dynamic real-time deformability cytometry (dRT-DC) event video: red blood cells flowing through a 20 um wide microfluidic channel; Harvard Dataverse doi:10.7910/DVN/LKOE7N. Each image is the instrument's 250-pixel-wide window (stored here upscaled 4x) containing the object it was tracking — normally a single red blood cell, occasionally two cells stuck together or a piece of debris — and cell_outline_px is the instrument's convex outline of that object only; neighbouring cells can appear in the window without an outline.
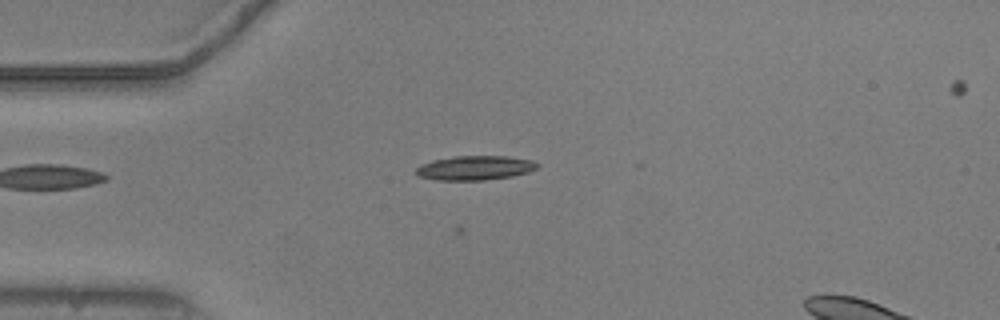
{"species": "common noctule bat (a hibernating species)", "species_latin": "Nyctalus noctula", "temperature_condition": "warm", "stored_images_in_passage": 19, "camera_frame_rate_fps": 3000, "um_per_image_px": 0.085, "animal": {"sex": "male", "body_mass_g": 20.5, "forearm_length_mm": 52.5}, "frame": {"image": 1, "passage_image": 4, "time_ms": 1.0, "image_size_px": [1000, 320], "cell_outline_px": [[540, 164], [536, 168], [528, 172], [512, 176], [484, 180], [436, 180], [416, 176], [412, 172], [420, 164], [432, 160], [452, 156], [508, 156], [532, 160]], "centroid_in_image_um": [40.3, 14.27], "position_along_channel_um": 44.7, "area_um2": 17.46}}
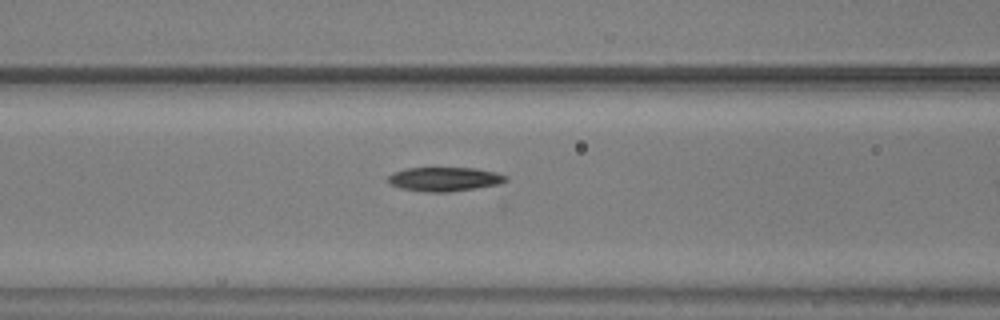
{"frame": {"image": 2, "passage_image": 12, "time_ms": 3.667, "image_size_px": [1000, 320], "cell_outline_px": [[508, 180], [500, 184], [476, 188], [448, 192], [424, 192], [400, 188], [392, 184], [388, 180], [388, 176], [392, 172], [408, 168], [476, 168], [496, 172], [508, 176]], "centroid_in_image_um": [37.81, 15.22], "position_along_channel_um": 128.8, "area_um2": 16.59}}
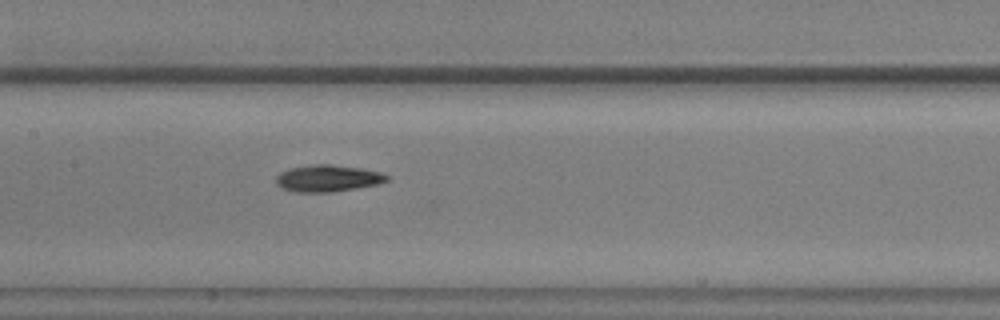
{"frame": {"image": 3, "passage_image": 16, "time_ms": 5.0, "image_size_px": [1000, 320], "cell_outline_px": [[388, 180], [380, 184], [332, 192], [296, 192], [284, 188], [276, 184], [276, 176], [280, 172], [288, 168], [316, 164], [328, 164], [360, 168], [380, 172], [388, 176]], "centroid_in_image_um": [27.85, 15.16], "position_along_channel_um": 179.5, "area_um2": 17.22}}